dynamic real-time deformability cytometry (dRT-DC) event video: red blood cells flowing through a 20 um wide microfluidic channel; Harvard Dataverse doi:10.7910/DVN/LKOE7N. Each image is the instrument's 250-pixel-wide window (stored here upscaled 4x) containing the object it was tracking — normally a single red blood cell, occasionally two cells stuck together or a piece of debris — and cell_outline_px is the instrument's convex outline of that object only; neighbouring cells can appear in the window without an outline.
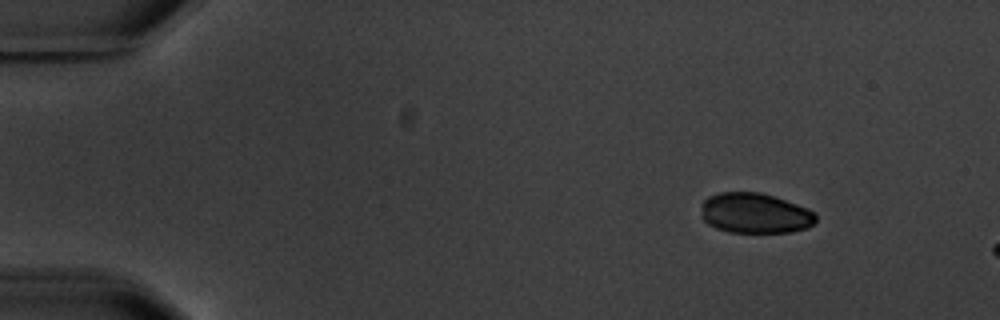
{"species": "common noctule bat (a hibernating species)", "species_latin": "Nyctalus noctula", "temperature_condition": "warm", "stored_images_in_passage": 4, "camera_frame_rate_fps": 3000, "um_per_image_px": 0.085, "animal": {"sex": "male", "body_mass_g": 20.1, "forearm_length_mm": 53.5}, "frame": {"image": 1, "passage_image": 1, "time_ms": 0.0, "image_size_px": [1000, 320], "cell_outline_px": [[816, 220], [808, 228], [792, 232], [728, 232], [716, 228], [708, 224], [704, 220], [704, 200], [708, 196], [720, 192], [760, 192], [776, 196], [808, 208], [816, 216]], "centroid_in_image_um": [64.22, 18.12], "position_along_channel_um": 20.8, "area_um2": 26.82}}